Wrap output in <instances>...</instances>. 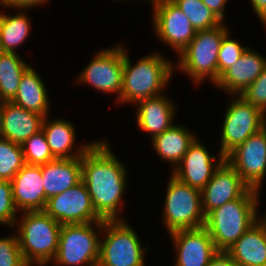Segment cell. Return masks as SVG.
I'll return each mask as SVG.
<instances>
[{
	"instance_id": "6da1fadb",
	"label": "cell",
	"mask_w": 266,
	"mask_h": 266,
	"mask_svg": "<svg viewBox=\"0 0 266 266\" xmlns=\"http://www.w3.org/2000/svg\"><path fill=\"white\" fill-rule=\"evenodd\" d=\"M106 139L97 140L81 157L82 181L91 196L96 213L103 220H124L123 195L128 171Z\"/></svg>"
},
{
	"instance_id": "7a4b0ae2",
	"label": "cell",
	"mask_w": 266,
	"mask_h": 266,
	"mask_svg": "<svg viewBox=\"0 0 266 266\" xmlns=\"http://www.w3.org/2000/svg\"><path fill=\"white\" fill-rule=\"evenodd\" d=\"M125 47L122 89L118 103L134 105L137 101L164 94V89L168 87L176 71L174 61L156 51L132 64Z\"/></svg>"
},
{
	"instance_id": "3957f363",
	"label": "cell",
	"mask_w": 266,
	"mask_h": 266,
	"mask_svg": "<svg viewBox=\"0 0 266 266\" xmlns=\"http://www.w3.org/2000/svg\"><path fill=\"white\" fill-rule=\"evenodd\" d=\"M261 191L249 188L240 198L227 202L205 216L204 228L218 251H227L261 215Z\"/></svg>"
},
{
	"instance_id": "277c9868",
	"label": "cell",
	"mask_w": 266,
	"mask_h": 266,
	"mask_svg": "<svg viewBox=\"0 0 266 266\" xmlns=\"http://www.w3.org/2000/svg\"><path fill=\"white\" fill-rule=\"evenodd\" d=\"M15 226L25 262L29 266L51 264L58 251L62 225L45 211H27L22 212Z\"/></svg>"
},
{
	"instance_id": "5b68a950",
	"label": "cell",
	"mask_w": 266,
	"mask_h": 266,
	"mask_svg": "<svg viewBox=\"0 0 266 266\" xmlns=\"http://www.w3.org/2000/svg\"><path fill=\"white\" fill-rule=\"evenodd\" d=\"M222 23L210 29L197 31L195 37L179 54L175 66L196 84L208 79L213 85L218 80V53L224 35L229 31Z\"/></svg>"
},
{
	"instance_id": "8992f818",
	"label": "cell",
	"mask_w": 266,
	"mask_h": 266,
	"mask_svg": "<svg viewBox=\"0 0 266 266\" xmlns=\"http://www.w3.org/2000/svg\"><path fill=\"white\" fill-rule=\"evenodd\" d=\"M103 223L104 220L62 225L58 251L51 263L55 266H98Z\"/></svg>"
},
{
	"instance_id": "52a82bcc",
	"label": "cell",
	"mask_w": 266,
	"mask_h": 266,
	"mask_svg": "<svg viewBox=\"0 0 266 266\" xmlns=\"http://www.w3.org/2000/svg\"><path fill=\"white\" fill-rule=\"evenodd\" d=\"M139 238L126 219L104 220L98 266H146L149 246H142Z\"/></svg>"
},
{
	"instance_id": "ba28073f",
	"label": "cell",
	"mask_w": 266,
	"mask_h": 266,
	"mask_svg": "<svg viewBox=\"0 0 266 266\" xmlns=\"http://www.w3.org/2000/svg\"><path fill=\"white\" fill-rule=\"evenodd\" d=\"M166 187L163 224L169 233L204 227L200 190L179 181L172 174Z\"/></svg>"
},
{
	"instance_id": "9c48e42d",
	"label": "cell",
	"mask_w": 266,
	"mask_h": 266,
	"mask_svg": "<svg viewBox=\"0 0 266 266\" xmlns=\"http://www.w3.org/2000/svg\"><path fill=\"white\" fill-rule=\"evenodd\" d=\"M231 98L224 114L218 150L224 157L266 126V115L260 109L241 95H231Z\"/></svg>"
},
{
	"instance_id": "30bf717a",
	"label": "cell",
	"mask_w": 266,
	"mask_h": 266,
	"mask_svg": "<svg viewBox=\"0 0 266 266\" xmlns=\"http://www.w3.org/2000/svg\"><path fill=\"white\" fill-rule=\"evenodd\" d=\"M123 61L122 44L97 51L90 63L79 73L77 83L88 84L98 92L114 93L118 101L122 89Z\"/></svg>"
},
{
	"instance_id": "8fae6325",
	"label": "cell",
	"mask_w": 266,
	"mask_h": 266,
	"mask_svg": "<svg viewBox=\"0 0 266 266\" xmlns=\"http://www.w3.org/2000/svg\"><path fill=\"white\" fill-rule=\"evenodd\" d=\"M44 211L61 225L103 221L96 213L82 180L68 190L50 197Z\"/></svg>"
},
{
	"instance_id": "7c38bea8",
	"label": "cell",
	"mask_w": 266,
	"mask_h": 266,
	"mask_svg": "<svg viewBox=\"0 0 266 266\" xmlns=\"http://www.w3.org/2000/svg\"><path fill=\"white\" fill-rule=\"evenodd\" d=\"M225 160L250 188L260 191L266 176V126L238 145Z\"/></svg>"
},
{
	"instance_id": "4fadbf2b",
	"label": "cell",
	"mask_w": 266,
	"mask_h": 266,
	"mask_svg": "<svg viewBox=\"0 0 266 266\" xmlns=\"http://www.w3.org/2000/svg\"><path fill=\"white\" fill-rule=\"evenodd\" d=\"M152 11V23L157 38L179 54L197 31L171 0H162Z\"/></svg>"
},
{
	"instance_id": "5bb4252c",
	"label": "cell",
	"mask_w": 266,
	"mask_h": 266,
	"mask_svg": "<svg viewBox=\"0 0 266 266\" xmlns=\"http://www.w3.org/2000/svg\"><path fill=\"white\" fill-rule=\"evenodd\" d=\"M217 155L219 156L211 155L206 145L196 137L171 174L179 181L201 191L225 161L221 153Z\"/></svg>"
},
{
	"instance_id": "9a60e30c",
	"label": "cell",
	"mask_w": 266,
	"mask_h": 266,
	"mask_svg": "<svg viewBox=\"0 0 266 266\" xmlns=\"http://www.w3.org/2000/svg\"><path fill=\"white\" fill-rule=\"evenodd\" d=\"M168 234L176 251L174 266H207L218 251L204 227L177 230Z\"/></svg>"
},
{
	"instance_id": "2e32d148",
	"label": "cell",
	"mask_w": 266,
	"mask_h": 266,
	"mask_svg": "<svg viewBox=\"0 0 266 266\" xmlns=\"http://www.w3.org/2000/svg\"><path fill=\"white\" fill-rule=\"evenodd\" d=\"M249 188L237 171L225 160L200 191L204 215L227 202L240 198Z\"/></svg>"
},
{
	"instance_id": "e0dca14e",
	"label": "cell",
	"mask_w": 266,
	"mask_h": 266,
	"mask_svg": "<svg viewBox=\"0 0 266 266\" xmlns=\"http://www.w3.org/2000/svg\"><path fill=\"white\" fill-rule=\"evenodd\" d=\"M19 212L44 211L47 203L41 165L25 164L10 181Z\"/></svg>"
},
{
	"instance_id": "ac0fdd59",
	"label": "cell",
	"mask_w": 266,
	"mask_h": 266,
	"mask_svg": "<svg viewBox=\"0 0 266 266\" xmlns=\"http://www.w3.org/2000/svg\"><path fill=\"white\" fill-rule=\"evenodd\" d=\"M266 57L248 47L239 60L226 69L214 84L230 95H240L263 72Z\"/></svg>"
},
{
	"instance_id": "d6986e66",
	"label": "cell",
	"mask_w": 266,
	"mask_h": 266,
	"mask_svg": "<svg viewBox=\"0 0 266 266\" xmlns=\"http://www.w3.org/2000/svg\"><path fill=\"white\" fill-rule=\"evenodd\" d=\"M166 96L162 95L137 101L136 122L138 128L149 133L150 138L163 133L175 123L176 104ZM174 120V121H173Z\"/></svg>"
},
{
	"instance_id": "ffe728a7",
	"label": "cell",
	"mask_w": 266,
	"mask_h": 266,
	"mask_svg": "<svg viewBox=\"0 0 266 266\" xmlns=\"http://www.w3.org/2000/svg\"><path fill=\"white\" fill-rule=\"evenodd\" d=\"M2 138L22 145L29 137L42 130L44 116L26 110L12 101L2 102Z\"/></svg>"
},
{
	"instance_id": "44dd1931",
	"label": "cell",
	"mask_w": 266,
	"mask_h": 266,
	"mask_svg": "<svg viewBox=\"0 0 266 266\" xmlns=\"http://www.w3.org/2000/svg\"><path fill=\"white\" fill-rule=\"evenodd\" d=\"M48 115L44 117L42 123V131L45 134L46 141L50 147L52 155L55 158L71 159L82 157L83 154L96 142H85L79 145L77 150L73 151L75 147L76 128L73 123L65 119L48 120Z\"/></svg>"
},
{
	"instance_id": "7402d4cb",
	"label": "cell",
	"mask_w": 266,
	"mask_h": 266,
	"mask_svg": "<svg viewBox=\"0 0 266 266\" xmlns=\"http://www.w3.org/2000/svg\"><path fill=\"white\" fill-rule=\"evenodd\" d=\"M238 266H266V224L260 218L227 250Z\"/></svg>"
},
{
	"instance_id": "603a6c76",
	"label": "cell",
	"mask_w": 266,
	"mask_h": 266,
	"mask_svg": "<svg viewBox=\"0 0 266 266\" xmlns=\"http://www.w3.org/2000/svg\"><path fill=\"white\" fill-rule=\"evenodd\" d=\"M41 174L45 196L58 195L75 186L82 180L81 157L71 159L56 158L49 163L41 165Z\"/></svg>"
},
{
	"instance_id": "cb8c5ba5",
	"label": "cell",
	"mask_w": 266,
	"mask_h": 266,
	"mask_svg": "<svg viewBox=\"0 0 266 266\" xmlns=\"http://www.w3.org/2000/svg\"><path fill=\"white\" fill-rule=\"evenodd\" d=\"M197 135L184 125L174 124L171 128L151 139L157 156L170 163L172 171L182 161L190 144Z\"/></svg>"
},
{
	"instance_id": "d4e9b609",
	"label": "cell",
	"mask_w": 266,
	"mask_h": 266,
	"mask_svg": "<svg viewBox=\"0 0 266 266\" xmlns=\"http://www.w3.org/2000/svg\"><path fill=\"white\" fill-rule=\"evenodd\" d=\"M41 76L36 69L30 66L21 78L17 93L11 100L14 104L22 108L49 116L50 98Z\"/></svg>"
},
{
	"instance_id": "484cf974",
	"label": "cell",
	"mask_w": 266,
	"mask_h": 266,
	"mask_svg": "<svg viewBox=\"0 0 266 266\" xmlns=\"http://www.w3.org/2000/svg\"><path fill=\"white\" fill-rule=\"evenodd\" d=\"M14 10L19 11L18 14L0 13V47L4 53L19 54L16 47L21 46L30 36L31 22L26 13L29 11L28 8H14Z\"/></svg>"
},
{
	"instance_id": "4316f807",
	"label": "cell",
	"mask_w": 266,
	"mask_h": 266,
	"mask_svg": "<svg viewBox=\"0 0 266 266\" xmlns=\"http://www.w3.org/2000/svg\"><path fill=\"white\" fill-rule=\"evenodd\" d=\"M20 54L4 53L0 58V102L11 101L23 73L30 67Z\"/></svg>"
},
{
	"instance_id": "83f0119b",
	"label": "cell",
	"mask_w": 266,
	"mask_h": 266,
	"mask_svg": "<svg viewBox=\"0 0 266 266\" xmlns=\"http://www.w3.org/2000/svg\"><path fill=\"white\" fill-rule=\"evenodd\" d=\"M171 1L186 15L196 31L210 29L223 23L202 0Z\"/></svg>"
},
{
	"instance_id": "f1b7e54d",
	"label": "cell",
	"mask_w": 266,
	"mask_h": 266,
	"mask_svg": "<svg viewBox=\"0 0 266 266\" xmlns=\"http://www.w3.org/2000/svg\"><path fill=\"white\" fill-rule=\"evenodd\" d=\"M25 164L22 146L0 138V179L11 181Z\"/></svg>"
},
{
	"instance_id": "f546056e",
	"label": "cell",
	"mask_w": 266,
	"mask_h": 266,
	"mask_svg": "<svg viewBox=\"0 0 266 266\" xmlns=\"http://www.w3.org/2000/svg\"><path fill=\"white\" fill-rule=\"evenodd\" d=\"M21 146L26 164L43 165L56 159L42 130L29 137Z\"/></svg>"
},
{
	"instance_id": "4dcf8cb0",
	"label": "cell",
	"mask_w": 266,
	"mask_h": 266,
	"mask_svg": "<svg viewBox=\"0 0 266 266\" xmlns=\"http://www.w3.org/2000/svg\"><path fill=\"white\" fill-rule=\"evenodd\" d=\"M230 33L229 30L224 35L218 53V78L226 69L233 66L248 48L232 38Z\"/></svg>"
},
{
	"instance_id": "1f68e13d",
	"label": "cell",
	"mask_w": 266,
	"mask_h": 266,
	"mask_svg": "<svg viewBox=\"0 0 266 266\" xmlns=\"http://www.w3.org/2000/svg\"><path fill=\"white\" fill-rule=\"evenodd\" d=\"M17 212L11 182L0 179V224L13 230L19 218Z\"/></svg>"
},
{
	"instance_id": "d6a6232c",
	"label": "cell",
	"mask_w": 266,
	"mask_h": 266,
	"mask_svg": "<svg viewBox=\"0 0 266 266\" xmlns=\"http://www.w3.org/2000/svg\"><path fill=\"white\" fill-rule=\"evenodd\" d=\"M0 266H29L22 256L16 232L0 238Z\"/></svg>"
},
{
	"instance_id": "836d02e7",
	"label": "cell",
	"mask_w": 266,
	"mask_h": 266,
	"mask_svg": "<svg viewBox=\"0 0 266 266\" xmlns=\"http://www.w3.org/2000/svg\"><path fill=\"white\" fill-rule=\"evenodd\" d=\"M240 95L266 115V66L261 75Z\"/></svg>"
},
{
	"instance_id": "e575fe53",
	"label": "cell",
	"mask_w": 266,
	"mask_h": 266,
	"mask_svg": "<svg viewBox=\"0 0 266 266\" xmlns=\"http://www.w3.org/2000/svg\"><path fill=\"white\" fill-rule=\"evenodd\" d=\"M49 0H0V6L4 7V9H14V8H28L42 6L47 4Z\"/></svg>"
},
{
	"instance_id": "d590c367",
	"label": "cell",
	"mask_w": 266,
	"mask_h": 266,
	"mask_svg": "<svg viewBox=\"0 0 266 266\" xmlns=\"http://www.w3.org/2000/svg\"><path fill=\"white\" fill-rule=\"evenodd\" d=\"M207 266H238L227 251H217Z\"/></svg>"
},
{
	"instance_id": "8d00e7d4",
	"label": "cell",
	"mask_w": 266,
	"mask_h": 266,
	"mask_svg": "<svg viewBox=\"0 0 266 266\" xmlns=\"http://www.w3.org/2000/svg\"><path fill=\"white\" fill-rule=\"evenodd\" d=\"M203 4L205 6H207L212 12L213 14H215V16L217 18H219L223 23H224V19L225 18V5L228 2V0H202Z\"/></svg>"
},
{
	"instance_id": "74e56055",
	"label": "cell",
	"mask_w": 266,
	"mask_h": 266,
	"mask_svg": "<svg viewBox=\"0 0 266 266\" xmlns=\"http://www.w3.org/2000/svg\"><path fill=\"white\" fill-rule=\"evenodd\" d=\"M250 3L256 16L263 23L264 27H266V0H250Z\"/></svg>"
},
{
	"instance_id": "f35d334b",
	"label": "cell",
	"mask_w": 266,
	"mask_h": 266,
	"mask_svg": "<svg viewBox=\"0 0 266 266\" xmlns=\"http://www.w3.org/2000/svg\"><path fill=\"white\" fill-rule=\"evenodd\" d=\"M3 129V113H2V102H0V138H2Z\"/></svg>"
},
{
	"instance_id": "ab89813d",
	"label": "cell",
	"mask_w": 266,
	"mask_h": 266,
	"mask_svg": "<svg viewBox=\"0 0 266 266\" xmlns=\"http://www.w3.org/2000/svg\"><path fill=\"white\" fill-rule=\"evenodd\" d=\"M140 1V0H139ZM141 1H143V0H141ZM144 1H150V3L152 4V6L151 7H156L162 0H144Z\"/></svg>"
},
{
	"instance_id": "60d3db41",
	"label": "cell",
	"mask_w": 266,
	"mask_h": 266,
	"mask_svg": "<svg viewBox=\"0 0 266 266\" xmlns=\"http://www.w3.org/2000/svg\"><path fill=\"white\" fill-rule=\"evenodd\" d=\"M4 54V51H3V49L0 47V58H1V56Z\"/></svg>"
},
{
	"instance_id": "b9f144b4",
	"label": "cell",
	"mask_w": 266,
	"mask_h": 266,
	"mask_svg": "<svg viewBox=\"0 0 266 266\" xmlns=\"http://www.w3.org/2000/svg\"><path fill=\"white\" fill-rule=\"evenodd\" d=\"M261 217L264 219L265 224H266V213H264V215H261Z\"/></svg>"
}]
</instances>
